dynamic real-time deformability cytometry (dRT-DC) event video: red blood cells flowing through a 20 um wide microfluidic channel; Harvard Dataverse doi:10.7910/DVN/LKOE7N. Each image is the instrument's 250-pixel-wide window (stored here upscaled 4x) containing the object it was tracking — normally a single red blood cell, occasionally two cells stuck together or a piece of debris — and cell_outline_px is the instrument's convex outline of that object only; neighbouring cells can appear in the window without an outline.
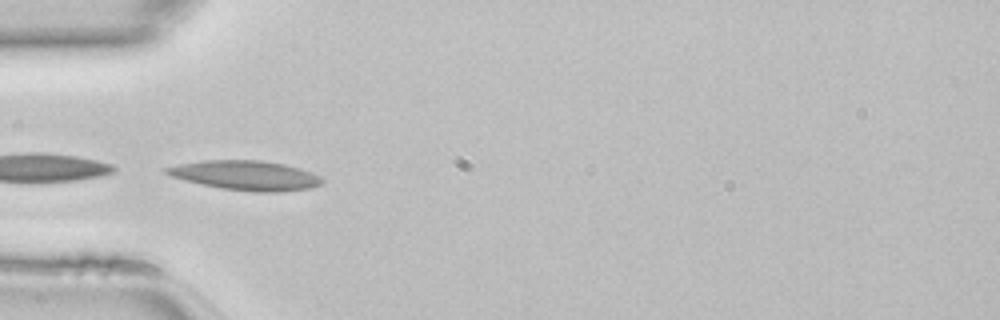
{"species": "common noctule bat (a hibernating species)", "species_latin": "Nyctalus noctula", "temperature_condition": "room temperature", "stored_images_in_passage": 4, "camera_frame_rate_fps": 3000, "um_per_image_px": 0.085, "animal": {"sex": "female", "body_mass_g": 22.7, "forearm_length_mm": 54.2}, "frame": {"image": 1, "passage_image": 1, "time_ms": 0.0, "image_size_px": [1000, 320], "cell_outline_px": [[324, 180], [320, 184], [312, 188], [284, 192], [252, 192], [220, 188], [172, 176], [164, 172], [160, 168], [180, 164], [204, 160], [260, 160], [284, 164], [300, 168], [320, 176]], "centroid_in_image_um": [20.92, 14.91], "position_along_channel_um": 64.1, "area_um2": 26.76}}